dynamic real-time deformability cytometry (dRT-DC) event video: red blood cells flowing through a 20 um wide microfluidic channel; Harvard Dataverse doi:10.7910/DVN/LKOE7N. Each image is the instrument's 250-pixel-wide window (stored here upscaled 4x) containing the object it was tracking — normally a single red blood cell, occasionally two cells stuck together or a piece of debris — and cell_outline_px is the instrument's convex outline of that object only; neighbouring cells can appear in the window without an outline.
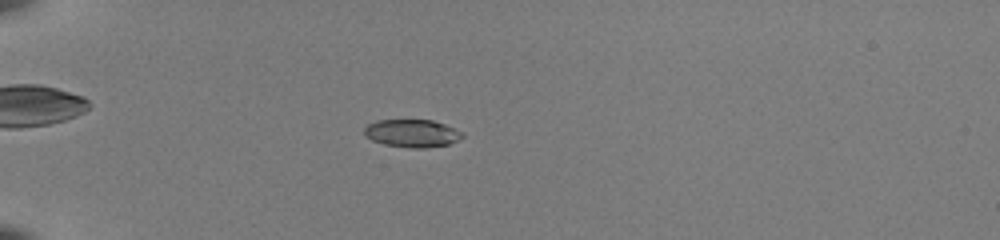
{"species": "common noctule bat (a hibernating species)", "species_latin": "Nyctalus noctula", "temperature_condition": "room temperature", "stored_images_in_passage": 37, "camera_frame_rate_fps": 3000, "um_per_image_px": 0.085, "animal": {"sex": "female", "body_mass_g": 22.0, "forearm_length_mm": 56.7}, "frame": {"image": 1, "passage_image": 1, "time_ms": 0.0, "image_size_px": [1000, 240], "cell_outline_px": [[464, 136], [448, 144], [424, 148], [416, 148], [384, 144], [372, 140], [364, 136], [364, 128], [368, 124], [376, 120], [432, 120], [444, 124], [464, 132]], "centroid_in_image_um": [35.01, 11.32], "position_along_channel_um": 50.0, "area_um2": 15.78}}
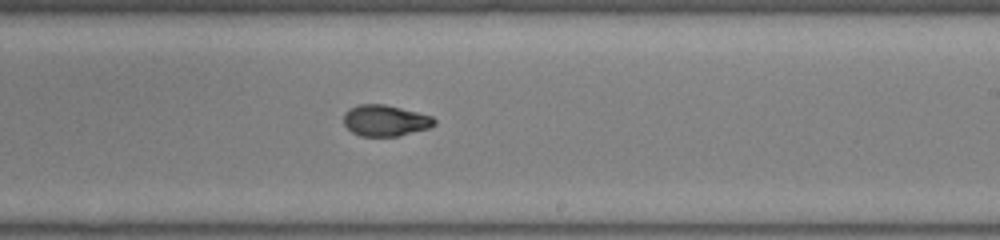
{"frame": {"image": 2, "passage_image": 19, "time_ms": 6.0, "image_size_px": [1000, 240], "cell_outline_px": [[436, 124], [428, 128], [400, 136], [360, 136], [352, 132], [344, 124], [344, 112], [348, 108], [356, 104], [384, 104], [432, 116], [436, 120]], "centroid_in_image_um": [32.72, 10.24], "position_along_channel_um": 256.3, "area_um2": 16.53}}
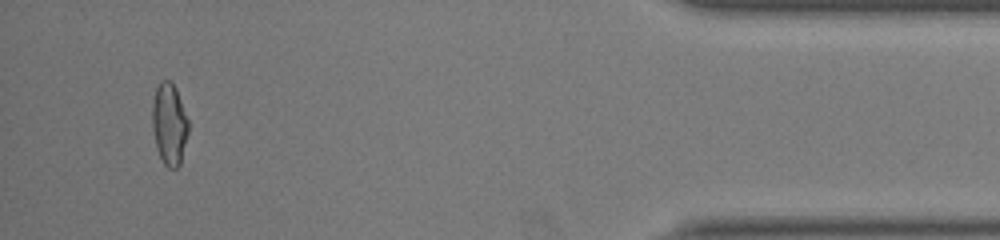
{"frame": {"image": 3, "passage_image": 35, "time_ms": 11.333, "image_size_px": [1000, 240], "cell_outline_px": [[188, 132], [180, 164], [176, 168], [168, 168], [164, 164], [156, 148], [152, 128], [152, 100], [156, 88], [160, 80], [168, 80], [176, 88], [188, 120]], "centroid_in_image_um": [14.37, 10.54], "position_along_channel_um": 420.8, "area_um2": 17.22}, "authors_computed_cell_mechanics": {"area_um2": 16.762, "velocity_mm_per_s": 4.0081, "shape_relaxation_time_tau1_ms": 5.1039, "shape_relaxation_time_tau2_ms": 1.1575, "deformation_change_tau1": 0.1991, "deformation_change_tau2": 0.0602}}